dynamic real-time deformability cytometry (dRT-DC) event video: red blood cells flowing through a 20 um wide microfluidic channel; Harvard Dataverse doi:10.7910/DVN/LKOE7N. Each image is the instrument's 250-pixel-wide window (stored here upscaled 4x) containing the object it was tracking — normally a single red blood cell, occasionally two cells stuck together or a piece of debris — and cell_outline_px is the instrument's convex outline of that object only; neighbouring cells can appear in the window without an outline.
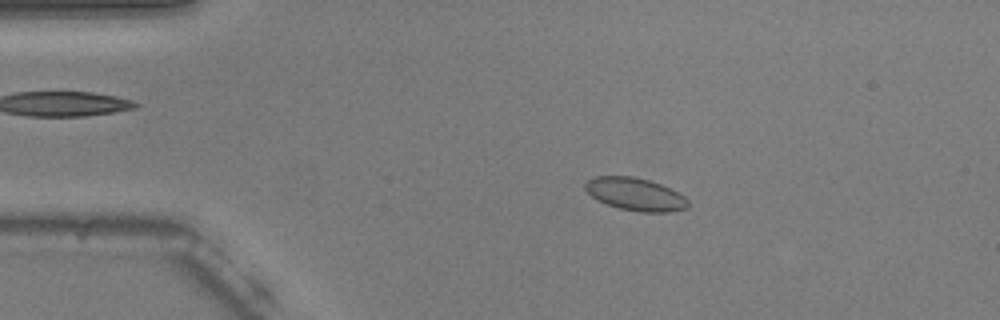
{"species": "common noctule bat (a hibernating species)", "species_latin": "Nyctalus noctula", "temperature_condition": "warm", "stored_images_in_passage": 45, "camera_frame_rate_fps": 3000, "um_per_image_px": 0.085, "animal": {"sex": "male", "body_mass_g": 20.5, "forearm_length_mm": 52.5}, "frame": {"image": 1, "passage_image": 1, "time_ms": 0.0, "image_size_px": [1000, 320], "cell_outline_px": [[688, 208], [668, 212], [640, 212], [620, 208], [608, 204], [592, 196], [584, 188], [584, 184], [588, 180], [596, 176], [632, 176], [648, 180], [660, 184], [684, 196], [688, 200]], "centroid_in_image_um": [54.01, 16.5], "position_along_channel_um": 31.0, "area_um2": 19.31}}
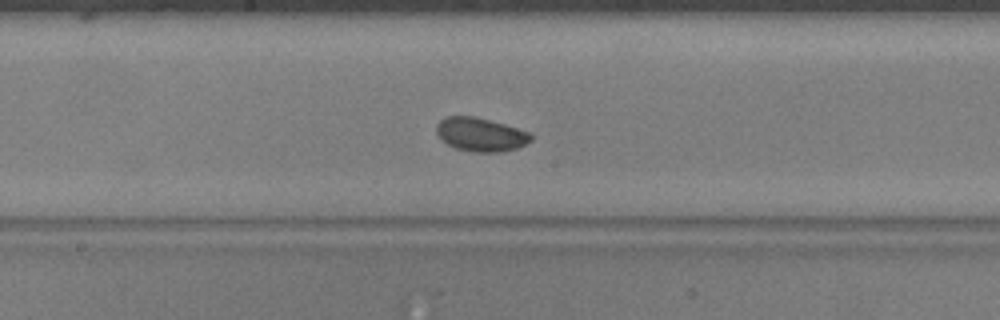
{"frame": {"image": 2, "passage_image": 19, "time_ms": 6.0, "image_size_px": [1000, 320], "cell_outline_px": [[532, 140], [516, 148], [500, 152], [472, 152], [456, 148], [440, 140], [436, 132], [436, 124], [444, 116], [476, 116], [504, 124], [528, 132], [532, 136]], "centroid_in_image_um": [40.8, 11.42], "position_along_channel_um": 207.4, "area_um2": 18.55}}
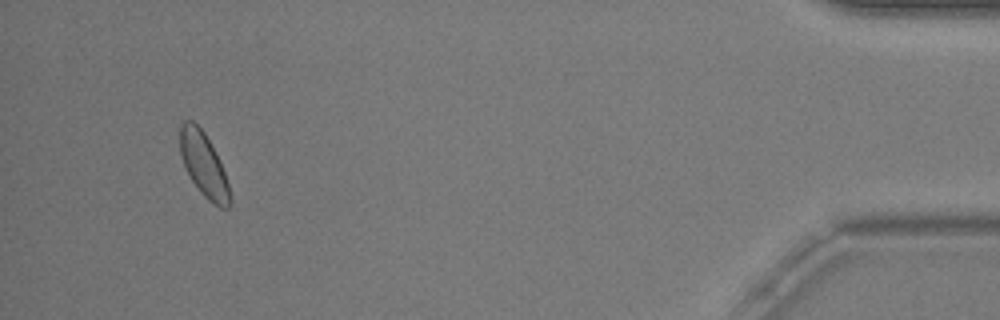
{"frame": {"image": 3, "passage_image": 42, "time_ms": 13.667, "image_size_px": [1000, 320], "cell_outline_px": [[232, 200], [228, 208], [220, 208], [208, 200], [200, 192], [192, 180], [180, 156], [180, 124], [184, 120], [192, 120], [204, 132], [220, 160], [228, 184]], "centroid_in_image_um": [17.32, 14.0], "position_along_channel_um": 417.9, "area_um2": 18.5}, "authors_computed_cell_mechanics": {"area_um2": 18.2648, "velocity_mm_per_s": 3.7158, "shape_relaxation_time_tau1_ms": 1.9067, "shape_relaxation_time_tau2_ms": null, "deformation_change_tau1": 0.0726, "deformation_change_tau2": null}}